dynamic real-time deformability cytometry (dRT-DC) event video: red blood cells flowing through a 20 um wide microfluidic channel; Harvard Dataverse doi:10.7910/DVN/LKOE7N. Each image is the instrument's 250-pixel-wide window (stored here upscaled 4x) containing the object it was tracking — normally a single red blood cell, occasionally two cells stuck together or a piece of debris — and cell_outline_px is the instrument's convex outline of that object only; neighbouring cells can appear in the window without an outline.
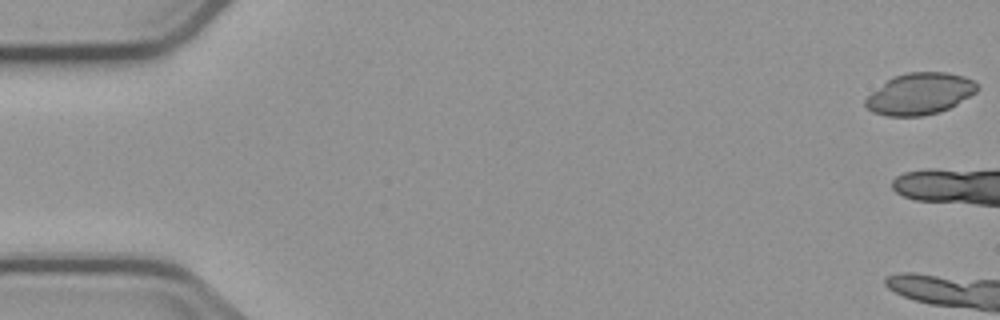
{"species": "common noctule bat (a hibernating species)", "species_latin": "Nyctalus noctula", "temperature_condition": "cold", "stored_images_in_passage": 4, "camera_frame_rate_fps": 3000, "um_per_image_px": 0.085, "animal": {"sex": "male", "body_mass_g": 23.1, "forearm_length_mm": 52.7}, "frame": {"image": 1, "passage_image": 1, "time_ms": 0.0, "image_size_px": [1000, 320], "cell_outline_px": [[980, 88], [976, 92], [956, 104], [940, 112], [924, 116], [888, 116], [872, 112], [864, 104], [864, 100], [872, 92], [892, 76], [908, 72], [944, 72], [964, 76], [972, 80]], "centroid_in_image_um": [78.17, 7.97], "position_along_channel_um": 6.8, "area_um2": 26.99}}